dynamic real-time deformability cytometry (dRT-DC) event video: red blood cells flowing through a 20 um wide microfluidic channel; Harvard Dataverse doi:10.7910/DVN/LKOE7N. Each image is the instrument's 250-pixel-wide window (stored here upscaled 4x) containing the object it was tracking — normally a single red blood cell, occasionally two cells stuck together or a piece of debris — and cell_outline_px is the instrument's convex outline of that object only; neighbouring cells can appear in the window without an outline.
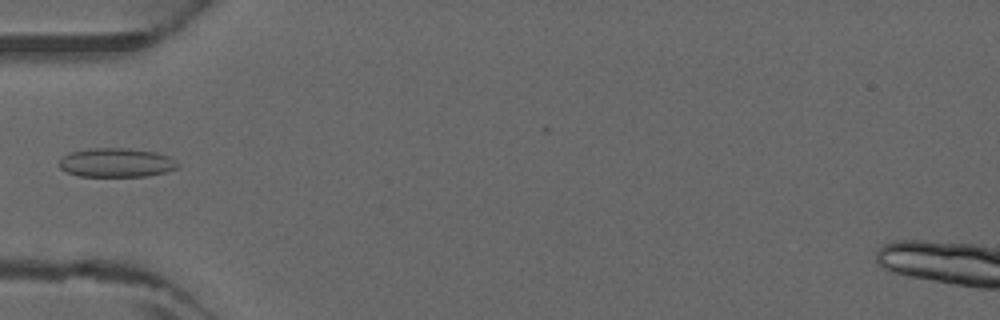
{"species": "common noctule bat (a hibernating species)", "species_latin": "Nyctalus noctula", "temperature_condition": "warm", "stored_images_in_passage": 5, "camera_frame_rate_fps": 3000, "um_per_image_px": 0.085, "animal": {"sex": "male", "forearm_length_mm": 52.5}, "frame": {"image": 1, "passage_image": 5, "time_ms": 1.333, "image_size_px": [1000, 320], "cell_outline_px": [[180, 168], [168, 172], [148, 176], [80, 176], [68, 172], [60, 168], [60, 160], [68, 152], [92, 148], [128, 148], [156, 152], [168, 156], [176, 160], [180, 164]], "centroid_in_image_um": [9.96, 13.82], "position_along_channel_um": 75.0, "area_um2": 20.23}}